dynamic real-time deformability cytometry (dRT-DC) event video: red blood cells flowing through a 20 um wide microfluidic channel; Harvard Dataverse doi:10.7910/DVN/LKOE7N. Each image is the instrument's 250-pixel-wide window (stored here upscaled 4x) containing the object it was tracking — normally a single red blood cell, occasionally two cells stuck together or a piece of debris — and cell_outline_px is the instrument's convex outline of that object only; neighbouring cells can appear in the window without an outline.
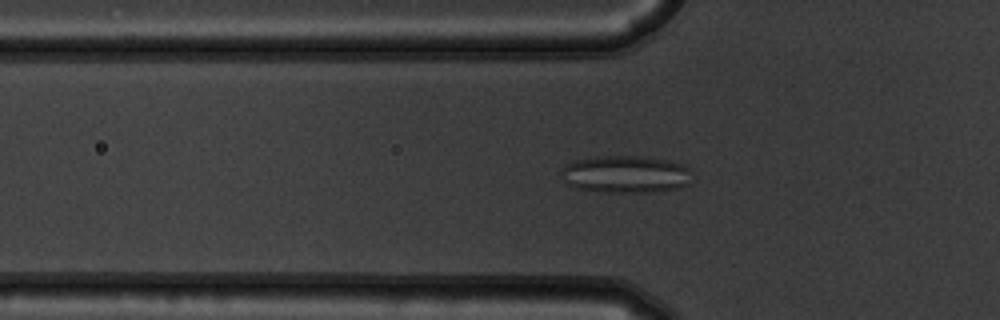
{"species": "common noctule bat (a hibernating species)", "species_latin": "Nyctalus noctula", "temperature_condition": "warm", "stored_images_in_passage": 41, "camera_frame_rate_fps": 3000, "um_per_image_px": 0.085, "animal": {"sex": "male", "body_mass_g": 19.5, "forearm_length_mm": 54.6}, "frame": {"image": 1, "passage_image": 6, "time_ms": 1.667, "image_size_px": [1000, 320], "cell_outline_px": [[696, 176], [688, 184], [680, 188], [656, 192], [604, 192], [576, 188], [568, 184], [564, 180], [560, 172], [568, 164], [576, 160], [596, 156], [636, 156], [668, 160], [684, 164], [692, 168]], "centroid_in_image_um": [53.29, 14.82], "position_along_channel_um": 72.5, "area_um2": 28.96}}
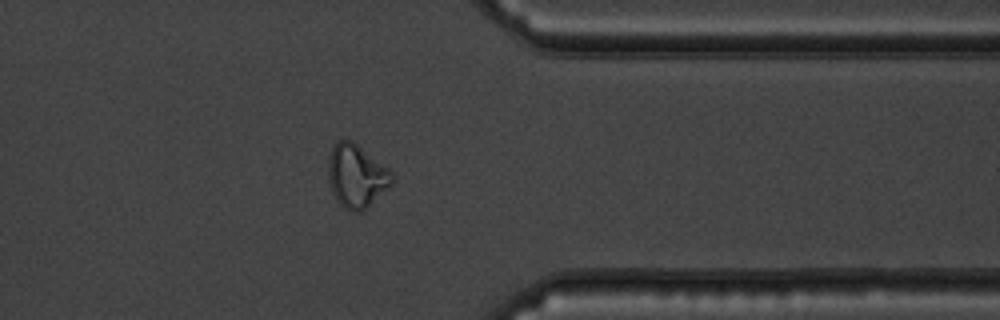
{"frame": {"image": 2, "passage_image": 31, "time_ms": 10.0, "image_size_px": [1000, 320], "cell_outline_px": [[392, 184], [360, 212], [352, 212], [344, 208], [336, 200], [332, 192], [328, 180], [328, 164], [332, 148], [336, 140], [352, 140], [388, 168], [392, 172]], "centroid_in_image_um": [30.27, 14.95], "position_along_channel_um": 381.1, "area_um2": 23.18}}
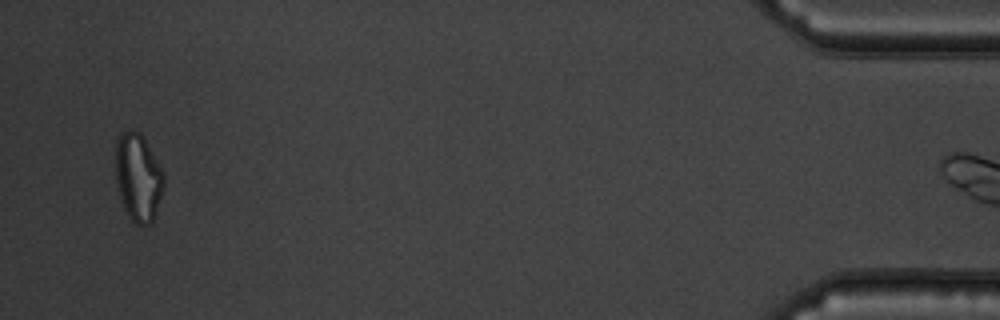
{"frame": {"image": 3, "passage_image": 40, "time_ms": 13.0, "image_size_px": [1000, 320], "cell_outline_px": [[164, 184], [152, 220], [148, 224], [136, 224], [128, 216], [120, 196], [116, 180], [116, 140], [120, 132], [140, 132], [144, 136], [164, 172]], "centroid_in_image_um": [11.74, 15.03], "position_along_channel_um": 423.5, "area_um2": 24.28}}